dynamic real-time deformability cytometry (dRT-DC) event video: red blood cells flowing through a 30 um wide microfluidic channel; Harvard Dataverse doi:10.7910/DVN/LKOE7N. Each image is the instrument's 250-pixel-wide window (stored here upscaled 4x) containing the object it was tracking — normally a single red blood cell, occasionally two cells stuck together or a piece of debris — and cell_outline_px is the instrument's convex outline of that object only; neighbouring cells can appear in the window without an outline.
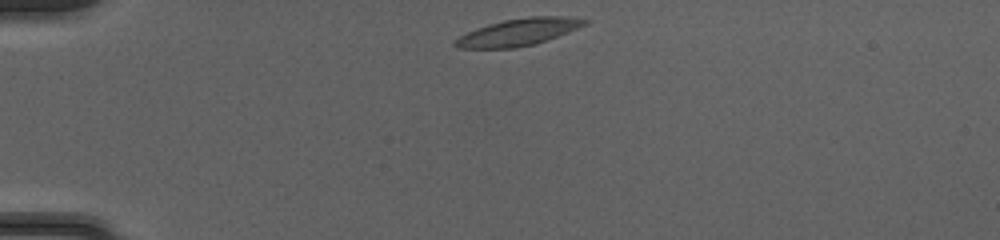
{"species": "common noctule bat (a hibernating species)", "species_latin": "Nyctalus noctula", "temperature_condition": "cold", "stored_images_in_passage": 39, "camera_frame_rate_fps": 3000, "um_per_image_px": 0.085, "animal": {"sex": "female", "body_mass_g": 20.0, "forearm_length_mm": 54.0}, "frame": {"image": 1, "passage_image": 1, "time_ms": 0.0, "image_size_px": [1000, 240], "cell_outline_px": [[588, 24], [548, 40], [536, 44], [516, 48], [460, 48], [452, 44], [460, 36], [476, 28], [488, 24], [504, 20], [532, 16], [560, 16], [588, 20]], "centroid_in_image_um": [44.08, 2.74], "position_along_channel_um": 40.9, "area_um2": 20.29}}
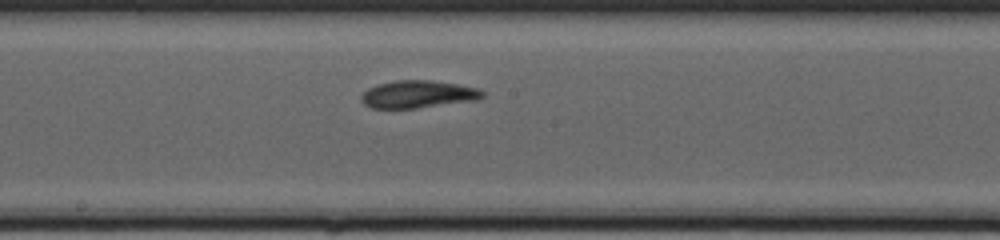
{"frame": {"image": 2, "passage_image": 17, "time_ms": 5.333, "image_size_px": [1000, 240], "cell_outline_px": [[484, 96], [476, 100], [416, 108], [372, 108], [364, 104], [360, 100], [360, 96], [368, 88], [380, 84], [396, 80], [432, 80], [480, 88], [484, 92]], "centroid_in_image_um": [35.53, 8.01], "position_along_channel_um": 212.7, "area_um2": 19.36}}
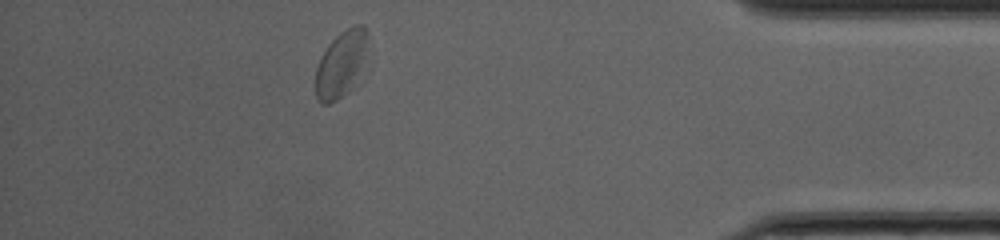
{"frame": {"image": 3, "passage_image": 34, "time_ms": 11.0, "image_size_px": [1000, 240], "cell_outline_px": [[364, 40], [360, 56], [348, 92], [336, 100], [328, 104], [320, 104], [316, 96], [316, 68], [328, 44], [340, 32], [356, 24], [364, 24]], "centroid_in_image_um": [28.82, 5.48], "position_along_channel_um": 406.4, "area_um2": 18.15}, "authors_computed_cell_mechanics": {"area_um2": 19.652, "velocity_mm_per_s": 4.0706, "shape_relaxation_time_tau1_ms": 5.2049, "shape_relaxation_time_tau2_ms": 1.8117, "deformation_change_tau1": 0.1448, "deformation_change_tau2": 0.0848}}